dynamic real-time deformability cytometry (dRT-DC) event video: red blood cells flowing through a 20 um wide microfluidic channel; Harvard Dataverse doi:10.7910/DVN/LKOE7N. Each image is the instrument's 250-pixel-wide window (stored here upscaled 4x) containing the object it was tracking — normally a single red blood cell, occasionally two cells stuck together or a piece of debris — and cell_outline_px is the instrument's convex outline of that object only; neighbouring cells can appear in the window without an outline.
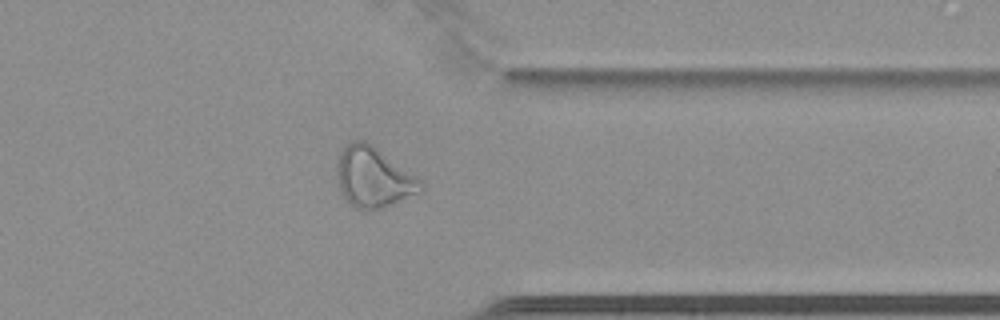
{"species": "common noctule bat (a hibernating species)", "species_latin": "Nyctalus noctula", "temperature_condition": "cold", "stored_images_in_passage": 60, "camera_frame_rate_fps": 3000, "um_per_image_px": 0.085, "animal": {"sex": "female", "body_mass_g": 22.7, "forearm_length_mm": 54.2}, "frame": {"image": 1, "passage_image": 52, "time_ms": 17.0, "image_size_px": [1000, 320], "cell_outline_px": [[424, 188], [420, 192], [380, 208], [368, 212], [356, 208], [348, 204], [340, 192], [336, 172], [336, 164], [340, 152], [352, 140], [364, 140], [372, 144], [420, 180]], "centroid_in_image_um": [31.68, 15.09], "position_along_channel_um": 379.7, "area_um2": 29.25}}